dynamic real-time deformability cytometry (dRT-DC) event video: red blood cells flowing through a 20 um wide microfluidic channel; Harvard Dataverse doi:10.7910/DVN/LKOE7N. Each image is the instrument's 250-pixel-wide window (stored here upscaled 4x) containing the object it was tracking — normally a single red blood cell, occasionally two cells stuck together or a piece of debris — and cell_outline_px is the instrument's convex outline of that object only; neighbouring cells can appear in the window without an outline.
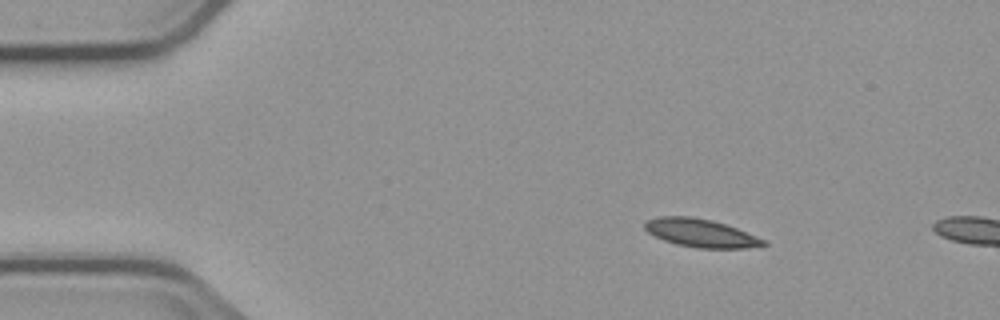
{"species": "common noctule bat (a hibernating species)", "species_latin": "Nyctalus noctula", "temperature_condition": "cold", "stored_images_in_passage": 4, "segment_of_instrument_passage": [1, 2], "camera_frame_rate_fps": 3000, "um_per_image_px": 0.085, "animal": {"sex": "male", "body_mass_g": 23.1, "forearm_length_mm": 52.7}, "frame": {"image": 1, "passage_image": 1, "time_ms": 0.0, "image_size_px": [1000, 320], "cell_outline_px": [[768, 244], [744, 248], [696, 248], [676, 244], [664, 240], [648, 232], [644, 228], [644, 220], [656, 216], [692, 216], [712, 220], [736, 228], [764, 240]], "centroid_in_image_um": [59.49, 19.79], "position_along_channel_um": 25.5, "area_um2": 19.36}}